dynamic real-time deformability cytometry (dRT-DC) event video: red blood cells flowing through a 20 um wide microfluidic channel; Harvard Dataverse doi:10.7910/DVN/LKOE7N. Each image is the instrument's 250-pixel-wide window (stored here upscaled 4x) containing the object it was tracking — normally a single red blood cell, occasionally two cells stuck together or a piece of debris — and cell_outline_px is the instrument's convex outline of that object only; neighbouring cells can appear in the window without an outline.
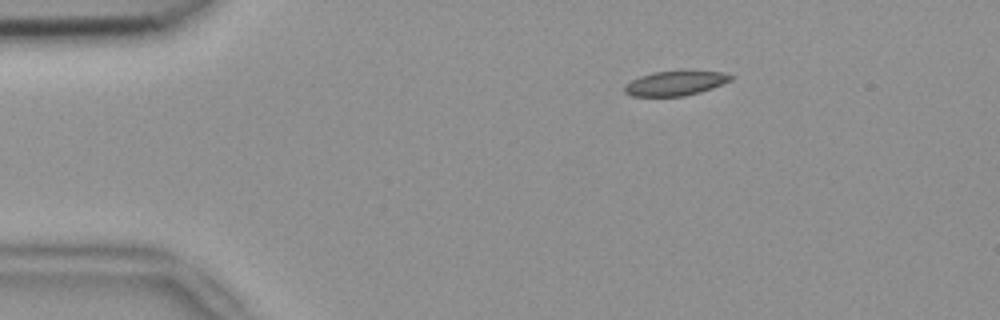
{"species": "common noctule bat (a hibernating species)", "species_latin": "Nyctalus noctula", "temperature_condition": "room temperature", "stored_images_in_passage": 45, "camera_frame_rate_fps": 3000, "um_per_image_px": 0.085, "animal": {"sex": "female", "body_mass_g": 18.4}, "frame": {"image": 1, "passage_image": 1, "time_ms": 0.0, "image_size_px": [1000, 320], "cell_outline_px": [[732, 80], [712, 88], [700, 92], [684, 96], [632, 96], [624, 92], [624, 84], [640, 76], [656, 72], [720, 72], [732, 76]], "centroid_in_image_um": [57.35, 7.1], "position_along_channel_um": 27.6, "area_um2": 14.8}}
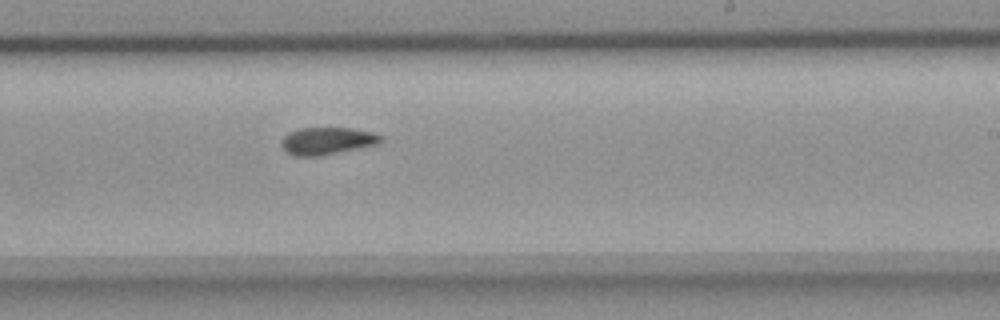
{"frame": {"image": 2, "passage_image": 24, "time_ms": 7.667, "image_size_px": [1000, 320], "cell_outline_px": [[380, 140], [376, 144], [320, 156], [292, 156], [284, 152], [280, 144], [280, 140], [288, 132], [300, 128], [348, 128], [372, 132], [380, 136]], "centroid_in_image_um": [27.68, 11.98], "position_along_channel_um": 261.3, "area_um2": 15.72}}
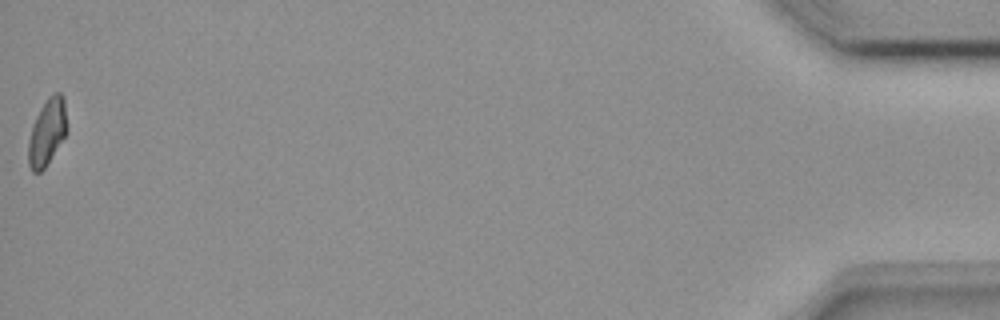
{"frame": {"image": 3, "passage_image": 45, "time_ms": 14.667, "image_size_px": [1000, 320], "cell_outline_px": [[68, 132], [44, 168], [40, 172], [32, 172], [28, 164], [28, 140], [32, 124], [40, 108], [48, 96], [52, 92], [60, 92], [64, 96], [68, 128]], "centroid_in_image_um": [4.02, 11.18], "position_along_channel_um": 431.2, "area_um2": 15.32}, "authors_computed_cell_mechanics": {"area_um2": 15.7216, "velocity_mm_per_s": 3.8289, "shape_relaxation_time_tau1_ms": null, "shape_relaxation_time_tau2_ms": 6.0191, "deformation_change_tau1": null, "deformation_change_tau2": 0.0882}}